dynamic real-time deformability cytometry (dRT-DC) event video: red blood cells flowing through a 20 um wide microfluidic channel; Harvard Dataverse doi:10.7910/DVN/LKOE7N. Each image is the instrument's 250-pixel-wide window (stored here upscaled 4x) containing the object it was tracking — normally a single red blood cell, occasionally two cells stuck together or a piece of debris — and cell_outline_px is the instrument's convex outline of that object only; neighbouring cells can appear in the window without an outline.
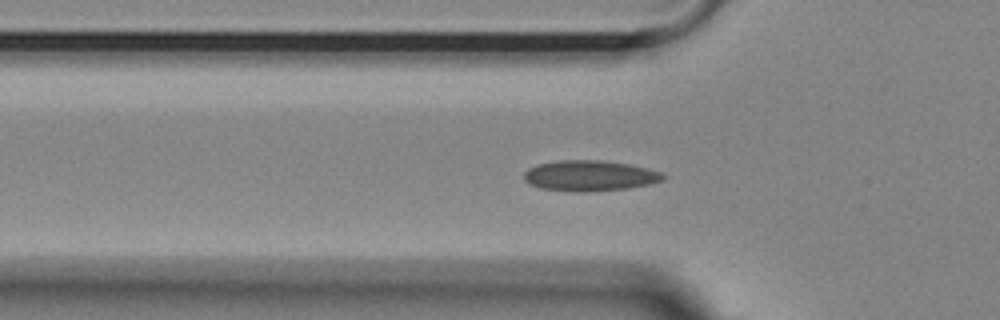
{"species": "Egyptian fruit bat (a non-hibernating species)", "species_latin": "Rousettus aegyptiacus", "temperature_condition": "room temperature", "stored_images_in_passage": 43, "camera_frame_rate_fps": 3000, "um_per_image_px": 0.085, "animal": {"sex": "female"}, "frame": {"image": 1, "passage_image": 11, "time_ms": 3.333, "image_size_px": [1000, 320], "cell_outline_px": [[664, 180], [648, 184], [628, 188], [588, 192], [572, 192], [540, 188], [524, 180], [524, 172], [528, 168], [536, 164], [560, 160], [600, 160], [628, 164], [648, 168], [660, 172], [664, 176]], "centroid_in_image_um": [50.1, 14.94], "position_along_channel_um": 75.7, "area_um2": 24.85}}
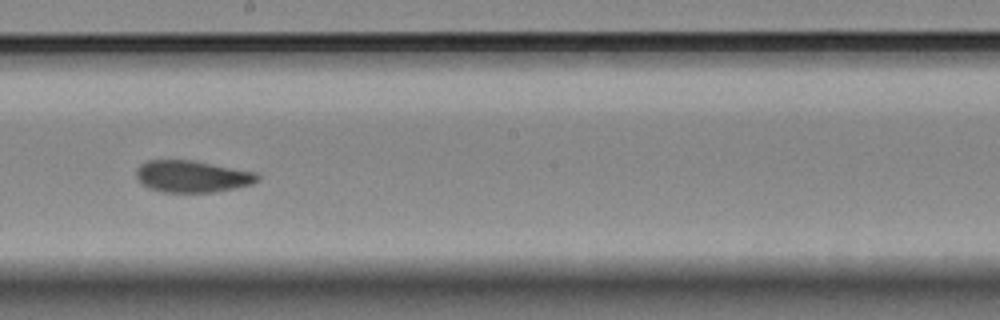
{"frame": {"image": 2, "passage_image": 24, "time_ms": 7.667, "image_size_px": [1000, 320], "cell_outline_px": [[260, 176], [252, 184], [216, 192], [160, 192], [148, 188], [140, 184], [136, 176], [136, 168], [140, 164], [148, 160], [192, 160], [256, 172]], "centroid_in_image_um": [16.28, 15.0], "position_along_channel_um": 231.9, "area_um2": 22.6}}
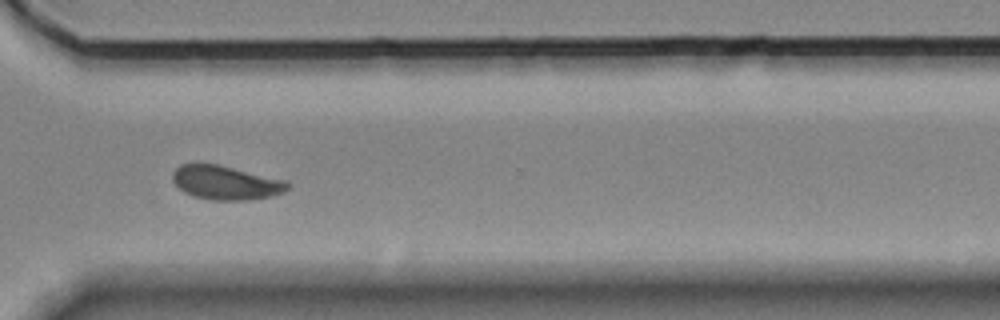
{"frame": {"image": 3, "passage_image": 34, "time_ms": 11.0, "image_size_px": [1000, 320], "cell_outline_px": [[292, 184], [284, 192], [272, 196], [244, 200], [208, 200], [192, 196], [184, 192], [172, 180], [172, 172], [180, 164], [216, 164], [288, 180]], "centroid_in_image_um": [19.22, 15.53], "position_along_channel_um": 351.4, "area_um2": 22.89}, "authors_computed_cell_mechanics": {"area_um2": 22.5998, "velocity_mm_per_s": 3.5827, "shape_relaxation_time_tau1_ms": null, "shape_relaxation_time_tau2_ms": 2.1488, "deformation_change_tau1": null, "deformation_change_tau2": 0.0581}}